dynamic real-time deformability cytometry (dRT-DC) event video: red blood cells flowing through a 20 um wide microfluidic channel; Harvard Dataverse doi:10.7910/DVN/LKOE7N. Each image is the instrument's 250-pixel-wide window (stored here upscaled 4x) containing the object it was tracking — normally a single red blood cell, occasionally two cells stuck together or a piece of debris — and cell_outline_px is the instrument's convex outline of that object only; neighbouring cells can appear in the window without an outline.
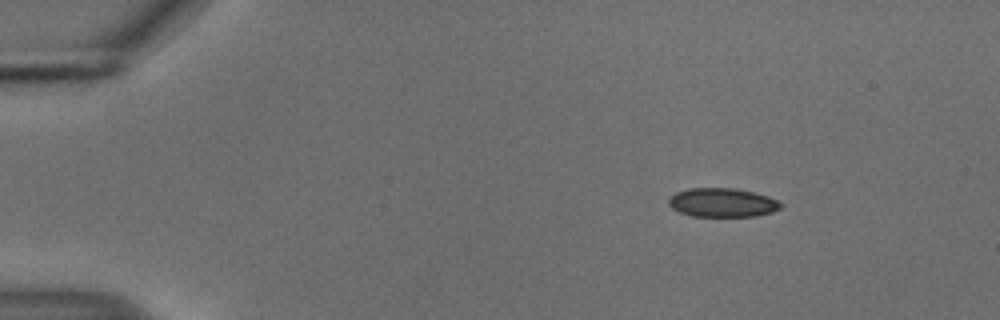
{"species": "common noctule bat (a hibernating species)", "species_latin": "Nyctalus noctula", "temperature_condition": "cold", "stored_images_in_passage": 29, "camera_frame_rate_fps": 3000, "um_per_image_px": 0.085, "animal": {"sex": "male", "body_mass_g": 18.8}, "frame": {"image": 1, "passage_image": 1, "time_ms": 0.0, "image_size_px": [1000, 320], "cell_outline_px": [[784, 204], [780, 208], [772, 212], [756, 216], [692, 216], [680, 212], [672, 208], [668, 204], [668, 200], [676, 192], [688, 188], [732, 188], [752, 192], [768, 196]], "centroid_in_image_um": [61.4, 17.22], "position_along_channel_um": 23.6, "area_um2": 18.79}}
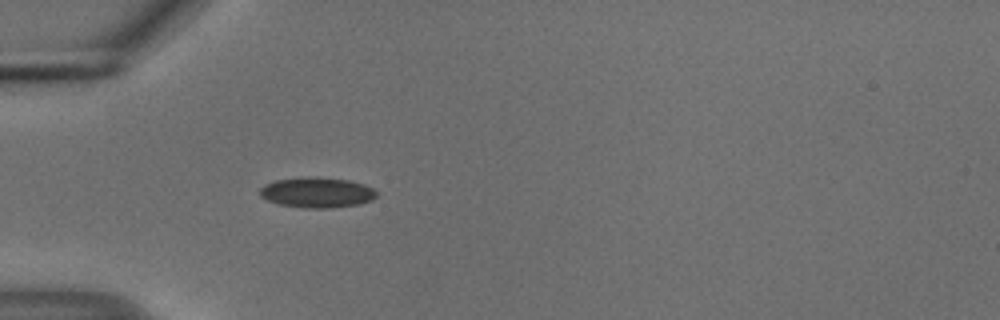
{"frame": {"image": 2, "passage_image": 10, "time_ms": 3.0, "image_size_px": [1000, 320], "cell_outline_px": [[376, 196], [372, 200], [360, 204], [332, 208], [304, 208], [280, 204], [268, 200], [260, 196], [260, 188], [264, 184], [276, 180], [308, 176], [348, 180], [364, 184], [372, 188], [376, 192]], "centroid_in_image_um": [26.94, 16.36], "position_along_channel_um": 58.1, "area_um2": 20.63}}
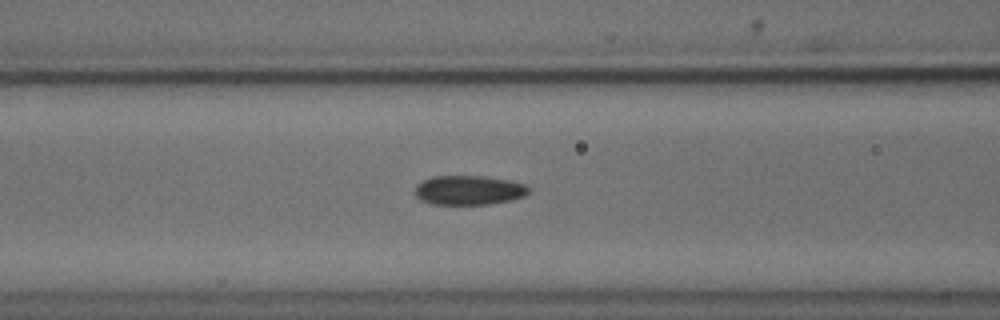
{"frame": {"image": 3, "passage_image": 16, "time_ms": 5.0, "image_size_px": [1000, 320], "cell_outline_px": [[532, 188], [524, 196], [512, 200], [488, 204], [432, 204], [420, 200], [416, 196], [416, 184], [432, 176], [488, 176], [508, 180], [524, 184]], "centroid_in_image_um": [39.87, 16.16], "position_along_channel_um": 126.7, "area_um2": 19.54}}